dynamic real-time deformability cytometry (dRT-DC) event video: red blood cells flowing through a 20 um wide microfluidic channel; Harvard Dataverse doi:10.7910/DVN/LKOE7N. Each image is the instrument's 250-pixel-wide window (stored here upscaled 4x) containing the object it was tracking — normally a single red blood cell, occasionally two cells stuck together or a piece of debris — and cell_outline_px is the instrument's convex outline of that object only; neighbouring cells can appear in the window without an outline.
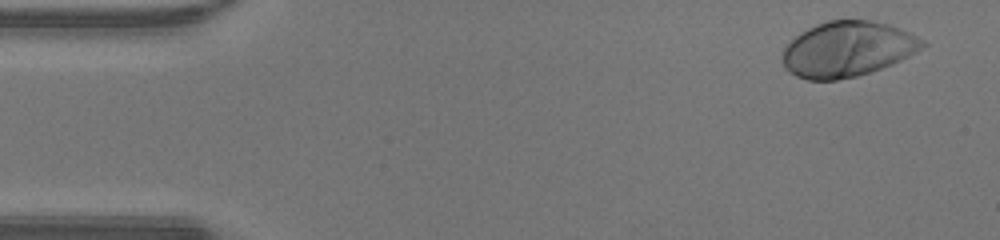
{"species": "human", "species_latin": "Homo sapiens", "temperature_condition": "warm", "stored_images_in_passage": 48, "camera_frame_rate_fps": 3000, "um_per_image_px": 0.085, "donor": {"sex": "male"}, "frame": {"image": 1, "passage_image": 3, "time_ms": 0.667, "image_size_px": [1000, 240], "cell_outline_px": [[928, 44], [916, 52], [892, 64], [856, 76], [836, 80], [808, 80], [796, 76], [788, 72], [784, 68], [780, 56], [784, 48], [800, 32], [816, 24], [828, 20], [872, 20], [888, 24], [900, 28], [924, 40]], "centroid_in_image_um": [72.0, 4.17], "position_along_channel_um": 13.0, "area_um2": 45.2}}
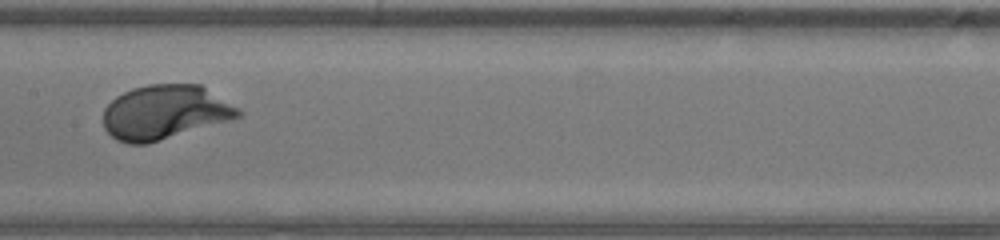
{"frame": {"image": 2, "passage_image": 24, "time_ms": 7.667, "image_size_px": [1000, 240], "cell_outline_px": [[244, 112], [240, 116], [232, 120], [148, 144], [128, 144], [116, 140], [104, 128], [104, 108], [116, 96], [132, 88], [148, 84], [200, 84], [240, 108]], "centroid_in_image_um": [14.04, 9.55], "position_along_channel_um": 193.4, "area_um2": 43.06}}
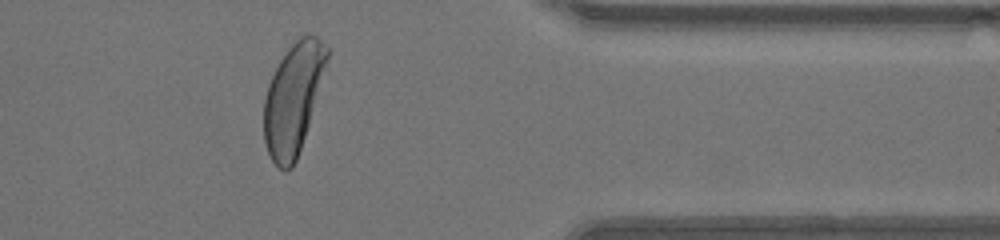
{"frame": {"image": 3, "passage_image": 39, "time_ms": 12.667, "image_size_px": [1000, 240], "cell_outline_px": [[328, 60], [308, 124], [296, 160], [292, 168], [284, 172], [272, 160], [268, 152], [264, 140], [264, 100], [268, 84], [280, 60], [288, 48], [300, 36], [316, 36], [328, 48]], "centroid_in_image_um": [24.9, 8.39], "position_along_channel_um": 386.5, "area_um2": 39.82}, "authors_computed_cell_mechanics": {"area_um2": 43.0321, "velocity_mm_per_s": 4.2483, "shape_relaxation_time_tau1_ms": 1.5434, "shape_relaxation_time_tau2_ms": null, "deformation_change_tau1": 0.1485, "deformation_change_tau2": null}}